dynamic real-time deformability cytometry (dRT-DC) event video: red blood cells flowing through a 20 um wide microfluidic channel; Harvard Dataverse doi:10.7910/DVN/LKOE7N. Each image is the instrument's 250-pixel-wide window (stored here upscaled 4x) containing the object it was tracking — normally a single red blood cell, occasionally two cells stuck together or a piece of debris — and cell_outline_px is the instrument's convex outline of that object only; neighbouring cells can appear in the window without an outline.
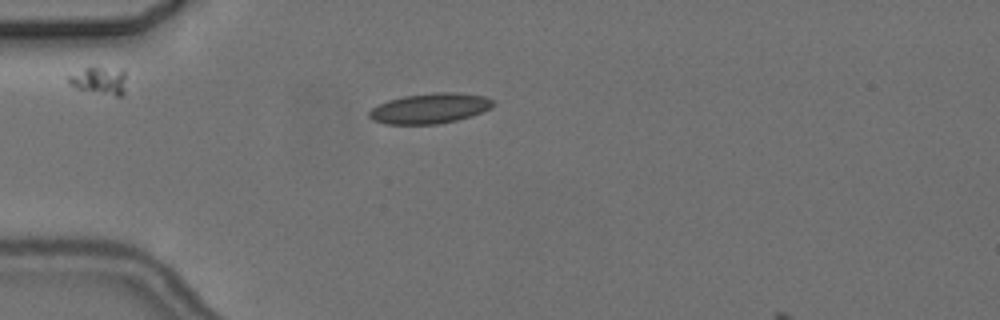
{"species": "common noctule bat (a hibernating species)", "species_latin": "Nyctalus noctula", "temperature_condition": "cold", "stored_images_in_passage": 2, "camera_frame_rate_fps": 3000, "um_per_image_px": 0.085, "animal": {"sex": "female", "body_mass_g": 24.6, "forearm_length_mm": 56.2}, "frame": {"image": 1, "passage_image": 1, "time_ms": 0.0, "image_size_px": [1000, 320], "cell_outline_px": [[496, 104], [492, 108], [472, 116], [456, 120], [436, 124], [384, 124], [372, 120], [368, 116], [368, 112], [372, 108], [388, 100], [404, 96], [436, 92], [460, 92], [484, 96], [496, 100]], "centroid_in_image_um": [36.59, 9.2], "position_along_channel_um": 48.4, "area_um2": 22.08}}